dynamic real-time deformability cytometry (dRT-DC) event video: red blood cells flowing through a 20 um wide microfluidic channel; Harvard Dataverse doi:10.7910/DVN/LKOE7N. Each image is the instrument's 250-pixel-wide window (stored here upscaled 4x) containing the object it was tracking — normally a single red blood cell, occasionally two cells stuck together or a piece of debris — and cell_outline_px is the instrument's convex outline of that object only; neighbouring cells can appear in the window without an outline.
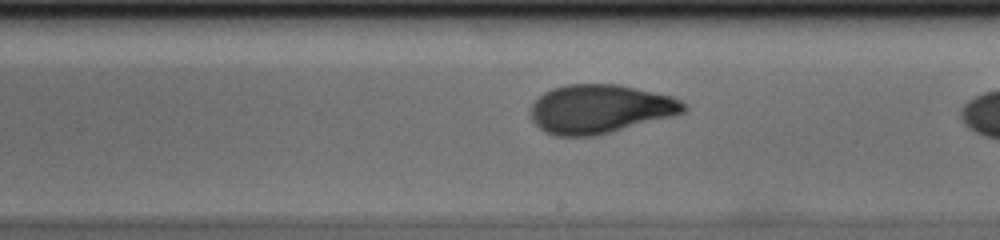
{"species": "human", "species_latin": "Homo sapiens", "temperature_condition": "cold", "stored_images_in_passage": 39, "camera_frame_rate_fps": 3000, "um_per_image_px": 0.085, "donor": {"sex": "male"}, "frame": {"image": 1, "passage_image": 28, "time_ms": 9.0, "image_size_px": [1000, 240], "cell_outline_px": [[688, 108], [684, 112], [672, 116], [596, 136], [556, 136], [544, 132], [532, 120], [528, 108], [544, 92], [552, 88], [568, 84], [620, 84], [672, 96], [688, 104]], "centroid_in_image_um": [50.99, 9.26], "position_along_channel_um": 238.0, "area_um2": 43.75}}
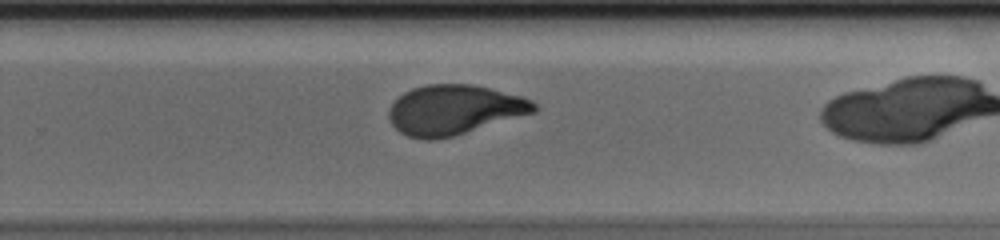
{"frame": {"image": 2, "passage_image": 32, "time_ms": 10.333, "image_size_px": [1000, 240], "cell_outline_px": [[536, 112], [452, 136], [432, 140], [424, 140], [408, 136], [400, 132], [392, 124], [388, 116], [388, 112], [392, 104], [404, 92], [412, 88], [428, 84], [472, 84], [520, 96], [532, 100], [536, 104]], "centroid_in_image_um": [38.59, 9.33], "position_along_channel_um": 291.2, "area_um2": 41.73}}
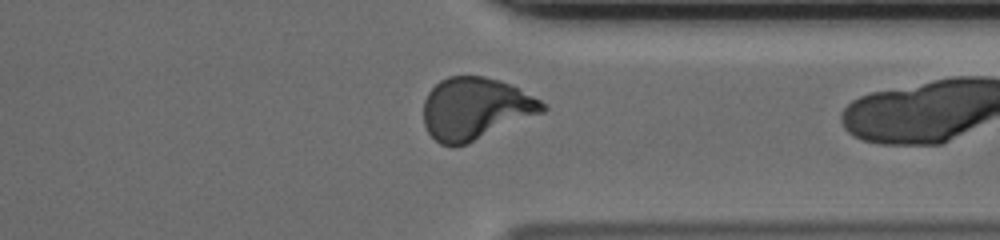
{"frame": {"image": 3, "passage_image": 38, "time_ms": 12.333, "image_size_px": [1000, 240], "cell_outline_px": [[548, 108], [544, 112], [468, 144], [440, 144], [428, 132], [424, 124], [424, 100], [428, 92], [440, 80], [448, 76], [484, 76], [500, 80], [540, 100]], "centroid_in_image_um": [40.4, 9.22], "position_along_channel_um": 371.0, "area_um2": 42.71}}